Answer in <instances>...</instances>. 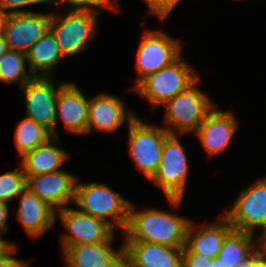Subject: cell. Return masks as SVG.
Segmentation results:
<instances>
[{"mask_svg": "<svg viewBox=\"0 0 266 267\" xmlns=\"http://www.w3.org/2000/svg\"><path fill=\"white\" fill-rule=\"evenodd\" d=\"M131 203L124 242H150L184 248L190 219L168 211L149 208L136 211Z\"/></svg>", "mask_w": 266, "mask_h": 267, "instance_id": "cell-1", "label": "cell"}, {"mask_svg": "<svg viewBox=\"0 0 266 267\" xmlns=\"http://www.w3.org/2000/svg\"><path fill=\"white\" fill-rule=\"evenodd\" d=\"M74 203L80 208L79 211L102 219L114 230L118 227L124 232L131 202L111 187L103 183L82 184L77 181Z\"/></svg>", "mask_w": 266, "mask_h": 267, "instance_id": "cell-2", "label": "cell"}, {"mask_svg": "<svg viewBox=\"0 0 266 267\" xmlns=\"http://www.w3.org/2000/svg\"><path fill=\"white\" fill-rule=\"evenodd\" d=\"M196 83L165 103L166 127L163 128L169 134L196 132L205 117L216 107L208 95L197 88Z\"/></svg>", "mask_w": 266, "mask_h": 267, "instance_id": "cell-3", "label": "cell"}, {"mask_svg": "<svg viewBox=\"0 0 266 267\" xmlns=\"http://www.w3.org/2000/svg\"><path fill=\"white\" fill-rule=\"evenodd\" d=\"M198 80L199 76L180 56L171 65L145 77L133 90L155 108L184 92Z\"/></svg>", "mask_w": 266, "mask_h": 267, "instance_id": "cell-4", "label": "cell"}, {"mask_svg": "<svg viewBox=\"0 0 266 267\" xmlns=\"http://www.w3.org/2000/svg\"><path fill=\"white\" fill-rule=\"evenodd\" d=\"M100 11L71 8L64 18L51 13L49 30L64 57H71L86 49L96 34Z\"/></svg>", "mask_w": 266, "mask_h": 267, "instance_id": "cell-5", "label": "cell"}, {"mask_svg": "<svg viewBox=\"0 0 266 267\" xmlns=\"http://www.w3.org/2000/svg\"><path fill=\"white\" fill-rule=\"evenodd\" d=\"M178 138V134L166 137L158 171L151 179L164 191L173 207L182 203L189 171L188 157Z\"/></svg>", "mask_w": 266, "mask_h": 267, "instance_id": "cell-6", "label": "cell"}, {"mask_svg": "<svg viewBox=\"0 0 266 267\" xmlns=\"http://www.w3.org/2000/svg\"><path fill=\"white\" fill-rule=\"evenodd\" d=\"M128 130L130 156L137 168L151 180L158 171L169 133L163 127L144 123L138 116L128 123Z\"/></svg>", "mask_w": 266, "mask_h": 267, "instance_id": "cell-7", "label": "cell"}, {"mask_svg": "<svg viewBox=\"0 0 266 267\" xmlns=\"http://www.w3.org/2000/svg\"><path fill=\"white\" fill-rule=\"evenodd\" d=\"M182 45L161 30H145L137 51L138 78L133 89L148 75L171 65L181 56Z\"/></svg>", "mask_w": 266, "mask_h": 267, "instance_id": "cell-8", "label": "cell"}, {"mask_svg": "<svg viewBox=\"0 0 266 267\" xmlns=\"http://www.w3.org/2000/svg\"><path fill=\"white\" fill-rule=\"evenodd\" d=\"M235 231L253 234L259 227L266 232V177L242 190L236 201L223 214Z\"/></svg>", "mask_w": 266, "mask_h": 267, "instance_id": "cell-9", "label": "cell"}, {"mask_svg": "<svg viewBox=\"0 0 266 267\" xmlns=\"http://www.w3.org/2000/svg\"><path fill=\"white\" fill-rule=\"evenodd\" d=\"M52 77H34L21 89L25 99L26 118L43 125L52 137H58L56 132V103L59 90L66 84L55 86Z\"/></svg>", "mask_w": 266, "mask_h": 267, "instance_id": "cell-10", "label": "cell"}, {"mask_svg": "<svg viewBox=\"0 0 266 267\" xmlns=\"http://www.w3.org/2000/svg\"><path fill=\"white\" fill-rule=\"evenodd\" d=\"M51 13L17 12L6 16L2 35L10 50L27 53L49 31Z\"/></svg>", "mask_w": 266, "mask_h": 267, "instance_id": "cell-11", "label": "cell"}, {"mask_svg": "<svg viewBox=\"0 0 266 267\" xmlns=\"http://www.w3.org/2000/svg\"><path fill=\"white\" fill-rule=\"evenodd\" d=\"M67 230L62 236V250L68 246L106 242L114 229L104 220L67 206L56 211Z\"/></svg>", "mask_w": 266, "mask_h": 267, "instance_id": "cell-12", "label": "cell"}, {"mask_svg": "<svg viewBox=\"0 0 266 267\" xmlns=\"http://www.w3.org/2000/svg\"><path fill=\"white\" fill-rule=\"evenodd\" d=\"M79 178L64 170L26 177V188L56 211L74 203Z\"/></svg>", "mask_w": 266, "mask_h": 267, "instance_id": "cell-13", "label": "cell"}, {"mask_svg": "<svg viewBox=\"0 0 266 267\" xmlns=\"http://www.w3.org/2000/svg\"><path fill=\"white\" fill-rule=\"evenodd\" d=\"M238 125L232 112L214 108L195 133L206 153L215 156L226 151Z\"/></svg>", "mask_w": 266, "mask_h": 267, "instance_id": "cell-14", "label": "cell"}, {"mask_svg": "<svg viewBox=\"0 0 266 267\" xmlns=\"http://www.w3.org/2000/svg\"><path fill=\"white\" fill-rule=\"evenodd\" d=\"M123 100L114 95L101 93L89 100L87 133L93 128L99 131L114 132L124 122L132 121L137 115L127 112ZM128 113V114H127Z\"/></svg>", "mask_w": 266, "mask_h": 267, "instance_id": "cell-15", "label": "cell"}, {"mask_svg": "<svg viewBox=\"0 0 266 267\" xmlns=\"http://www.w3.org/2000/svg\"><path fill=\"white\" fill-rule=\"evenodd\" d=\"M218 218L212 224H200L198 227L190 221L182 253H200L211 259L217 257L226 237L234 230L224 215Z\"/></svg>", "mask_w": 266, "mask_h": 267, "instance_id": "cell-16", "label": "cell"}, {"mask_svg": "<svg viewBox=\"0 0 266 267\" xmlns=\"http://www.w3.org/2000/svg\"><path fill=\"white\" fill-rule=\"evenodd\" d=\"M89 116V99L75 83H67L59 90L56 103V118L65 129L74 134H86Z\"/></svg>", "mask_w": 266, "mask_h": 267, "instance_id": "cell-17", "label": "cell"}, {"mask_svg": "<svg viewBox=\"0 0 266 267\" xmlns=\"http://www.w3.org/2000/svg\"><path fill=\"white\" fill-rule=\"evenodd\" d=\"M19 208L15 215L29 237H38L51 228L56 221V210L39 199L28 188L17 197Z\"/></svg>", "mask_w": 266, "mask_h": 267, "instance_id": "cell-18", "label": "cell"}, {"mask_svg": "<svg viewBox=\"0 0 266 267\" xmlns=\"http://www.w3.org/2000/svg\"><path fill=\"white\" fill-rule=\"evenodd\" d=\"M134 267H181L183 248L150 242H124Z\"/></svg>", "mask_w": 266, "mask_h": 267, "instance_id": "cell-19", "label": "cell"}, {"mask_svg": "<svg viewBox=\"0 0 266 267\" xmlns=\"http://www.w3.org/2000/svg\"><path fill=\"white\" fill-rule=\"evenodd\" d=\"M58 138H50L45 144L21 157L19 164L26 177L60 170V166L68 159V154L57 144Z\"/></svg>", "mask_w": 266, "mask_h": 267, "instance_id": "cell-20", "label": "cell"}, {"mask_svg": "<svg viewBox=\"0 0 266 267\" xmlns=\"http://www.w3.org/2000/svg\"><path fill=\"white\" fill-rule=\"evenodd\" d=\"M26 57L34 77H52L50 69L65 58L50 30L29 49Z\"/></svg>", "mask_w": 266, "mask_h": 267, "instance_id": "cell-21", "label": "cell"}, {"mask_svg": "<svg viewBox=\"0 0 266 267\" xmlns=\"http://www.w3.org/2000/svg\"><path fill=\"white\" fill-rule=\"evenodd\" d=\"M113 237L106 242L66 247L62 250L66 267H101L116 252L111 247Z\"/></svg>", "mask_w": 266, "mask_h": 267, "instance_id": "cell-22", "label": "cell"}, {"mask_svg": "<svg viewBox=\"0 0 266 267\" xmlns=\"http://www.w3.org/2000/svg\"><path fill=\"white\" fill-rule=\"evenodd\" d=\"M253 237L251 233L233 230L223 242L217 257L228 267H235L259 247V238L253 241Z\"/></svg>", "mask_w": 266, "mask_h": 267, "instance_id": "cell-23", "label": "cell"}, {"mask_svg": "<svg viewBox=\"0 0 266 267\" xmlns=\"http://www.w3.org/2000/svg\"><path fill=\"white\" fill-rule=\"evenodd\" d=\"M50 138L52 134L48 129L26 117L17 124L14 132L15 145L21 157L45 144Z\"/></svg>", "mask_w": 266, "mask_h": 267, "instance_id": "cell-24", "label": "cell"}, {"mask_svg": "<svg viewBox=\"0 0 266 267\" xmlns=\"http://www.w3.org/2000/svg\"><path fill=\"white\" fill-rule=\"evenodd\" d=\"M26 54L10 50L0 58V81L7 84L21 83V87L34 78L32 73L26 71Z\"/></svg>", "mask_w": 266, "mask_h": 267, "instance_id": "cell-25", "label": "cell"}, {"mask_svg": "<svg viewBox=\"0 0 266 267\" xmlns=\"http://www.w3.org/2000/svg\"><path fill=\"white\" fill-rule=\"evenodd\" d=\"M26 188V176L22 166L17 170L0 174V202L8 204V201L17 198Z\"/></svg>", "mask_w": 266, "mask_h": 267, "instance_id": "cell-26", "label": "cell"}, {"mask_svg": "<svg viewBox=\"0 0 266 267\" xmlns=\"http://www.w3.org/2000/svg\"><path fill=\"white\" fill-rule=\"evenodd\" d=\"M50 3L59 4V7L64 4H70L71 8L76 9H92L100 11L102 9L117 10L118 1L117 0H48Z\"/></svg>", "mask_w": 266, "mask_h": 267, "instance_id": "cell-27", "label": "cell"}, {"mask_svg": "<svg viewBox=\"0 0 266 267\" xmlns=\"http://www.w3.org/2000/svg\"><path fill=\"white\" fill-rule=\"evenodd\" d=\"M14 243H0V267H28V261L13 257L17 253Z\"/></svg>", "mask_w": 266, "mask_h": 267, "instance_id": "cell-28", "label": "cell"}, {"mask_svg": "<svg viewBox=\"0 0 266 267\" xmlns=\"http://www.w3.org/2000/svg\"><path fill=\"white\" fill-rule=\"evenodd\" d=\"M179 1L181 0H151L147 4V8L151 15L165 21L176 5L179 4Z\"/></svg>", "mask_w": 266, "mask_h": 267, "instance_id": "cell-29", "label": "cell"}, {"mask_svg": "<svg viewBox=\"0 0 266 267\" xmlns=\"http://www.w3.org/2000/svg\"><path fill=\"white\" fill-rule=\"evenodd\" d=\"M116 251L101 267H134L129 253L122 248Z\"/></svg>", "mask_w": 266, "mask_h": 267, "instance_id": "cell-30", "label": "cell"}, {"mask_svg": "<svg viewBox=\"0 0 266 267\" xmlns=\"http://www.w3.org/2000/svg\"><path fill=\"white\" fill-rule=\"evenodd\" d=\"M49 3L48 0H0V6L3 10L9 13H17V12H31L22 9H17L20 7L32 5V4H43ZM15 9V10H14Z\"/></svg>", "mask_w": 266, "mask_h": 267, "instance_id": "cell-31", "label": "cell"}, {"mask_svg": "<svg viewBox=\"0 0 266 267\" xmlns=\"http://www.w3.org/2000/svg\"><path fill=\"white\" fill-rule=\"evenodd\" d=\"M212 259L200 253H182L181 267H210Z\"/></svg>", "mask_w": 266, "mask_h": 267, "instance_id": "cell-32", "label": "cell"}, {"mask_svg": "<svg viewBox=\"0 0 266 267\" xmlns=\"http://www.w3.org/2000/svg\"><path fill=\"white\" fill-rule=\"evenodd\" d=\"M9 204L0 202V234H4L8 231V225L6 223L9 215Z\"/></svg>", "mask_w": 266, "mask_h": 267, "instance_id": "cell-33", "label": "cell"}, {"mask_svg": "<svg viewBox=\"0 0 266 267\" xmlns=\"http://www.w3.org/2000/svg\"><path fill=\"white\" fill-rule=\"evenodd\" d=\"M254 267H266V256L262 253L260 247L255 250V264Z\"/></svg>", "mask_w": 266, "mask_h": 267, "instance_id": "cell-34", "label": "cell"}, {"mask_svg": "<svg viewBox=\"0 0 266 267\" xmlns=\"http://www.w3.org/2000/svg\"><path fill=\"white\" fill-rule=\"evenodd\" d=\"M255 264V251L243 262L237 264L235 267H254Z\"/></svg>", "mask_w": 266, "mask_h": 267, "instance_id": "cell-35", "label": "cell"}, {"mask_svg": "<svg viewBox=\"0 0 266 267\" xmlns=\"http://www.w3.org/2000/svg\"><path fill=\"white\" fill-rule=\"evenodd\" d=\"M8 45L4 40L2 33L0 34V58L8 51Z\"/></svg>", "mask_w": 266, "mask_h": 267, "instance_id": "cell-36", "label": "cell"}, {"mask_svg": "<svg viewBox=\"0 0 266 267\" xmlns=\"http://www.w3.org/2000/svg\"><path fill=\"white\" fill-rule=\"evenodd\" d=\"M259 247L262 253L266 256V232L259 237Z\"/></svg>", "mask_w": 266, "mask_h": 267, "instance_id": "cell-37", "label": "cell"}, {"mask_svg": "<svg viewBox=\"0 0 266 267\" xmlns=\"http://www.w3.org/2000/svg\"><path fill=\"white\" fill-rule=\"evenodd\" d=\"M210 267H228L223 261H221L218 257H215L210 262Z\"/></svg>", "mask_w": 266, "mask_h": 267, "instance_id": "cell-38", "label": "cell"}, {"mask_svg": "<svg viewBox=\"0 0 266 267\" xmlns=\"http://www.w3.org/2000/svg\"><path fill=\"white\" fill-rule=\"evenodd\" d=\"M7 13L3 10V8L0 6V34L2 33L3 26L5 23Z\"/></svg>", "mask_w": 266, "mask_h": 267, "instance_id": "cell-39", "label": "cell"}, {"mask_svg": "<svg viewBox=\"0 0 266 267\" xmlns=\"http://www.w3.org/2000/svg\"><path fill=\"white\" fill-rule=\"evenodd\" d=\"M0 243H11V242L4 240V239H1V237H0Z\"/></svg>", "mask_w": 266, "mask_h": 267, "instance_id": "cell-40", "label": "cell"}, {"mask_svg": "<svg viewBox=\"0 0 266 267\" xmlns=\"http://www.w3.org/2000/svg\"><path fill=\"white\" fill-rule=\"evenodd\" d=\"M151 0H145L146 4H148Z\"/></svg>", "mask_w": 266, "mask_h": 267, "instance_id": "cell-41", "label": "cell"}]
</instances>
